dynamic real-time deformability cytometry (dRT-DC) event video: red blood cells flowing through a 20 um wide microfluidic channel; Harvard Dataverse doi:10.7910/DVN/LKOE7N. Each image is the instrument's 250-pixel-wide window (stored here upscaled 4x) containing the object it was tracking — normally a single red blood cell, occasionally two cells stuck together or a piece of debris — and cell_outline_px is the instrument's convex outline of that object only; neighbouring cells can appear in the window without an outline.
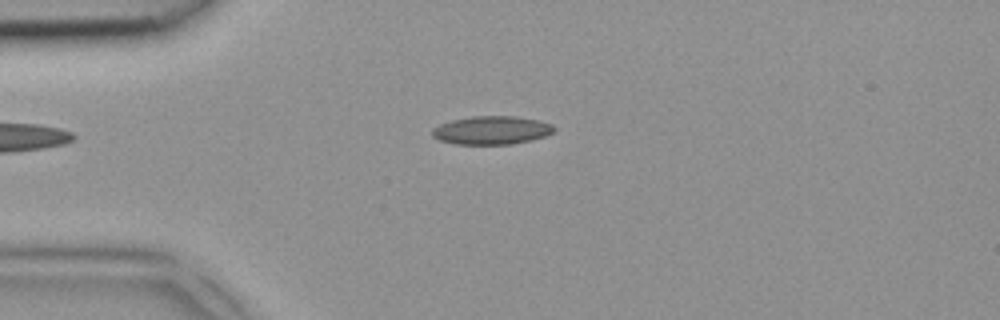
{"species": "common noctule bat (a hibernating species)", "species_latin": "Nyctalus noctula", "temperature_condition": "room temperature", "stored_images_in_passage": 4, "camera_frame_rate_fps": 3000, "um_per_image_px": 0.085, "animal": {"sex": "female", "body_mass_g": 18.4}, "frame": {"image": 1, "passage_image": 3, "time_ms": 0.667, "image_size_px": [1000, 320], "cell_outline_px": [[556, 128], [552, 132], [544, 136], [532, 140], [512, 144], [456, 144], [440, 140], [432, 136], [432, 128], [440, 124], [452, 120], [472, 116], [516, 116], [540, 120], [552, 124]], "centroid_in_image_um": [41.8, 11.06], "position_along_channel_um": 43.2, "area_um2": 20.17}}